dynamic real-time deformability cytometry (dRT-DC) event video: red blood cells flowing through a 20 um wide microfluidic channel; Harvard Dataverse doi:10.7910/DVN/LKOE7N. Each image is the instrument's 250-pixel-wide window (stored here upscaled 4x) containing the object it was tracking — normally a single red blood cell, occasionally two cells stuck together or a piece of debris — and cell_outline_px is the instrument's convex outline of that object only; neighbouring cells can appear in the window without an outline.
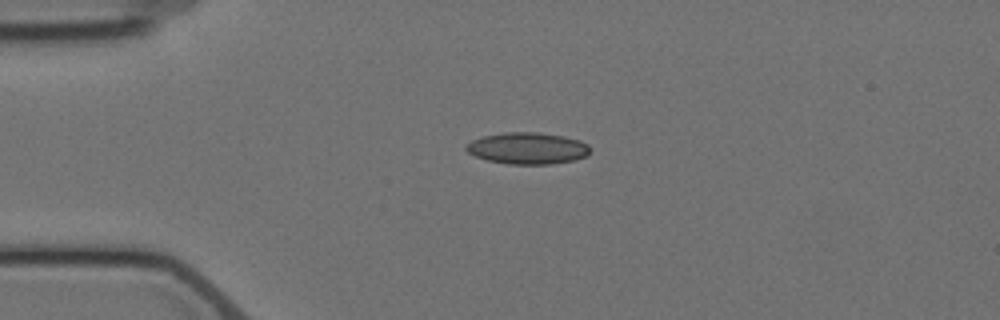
{"species": "Egyptian fruit bat (a non-hibernating species)", "species_latin": "Rousettus aegyptiacus", "temperature_condition": "cold", "stored_images_in_passage": 3, "camera_frame_rate_fps": 3000, "um_per_image_px": 0.085, "animal": {"sex": "female"}, "frame": {"image": 1, "passage_image": 1, "time_ms": 0.0, "image_size_px": [1000, 320], "cell_outline_px": [[588, 156], [576, 160], [552, 164], [508, 164], [488, 160], [476, 156], [468, 152], [464, 148], [464, 144], [480, 136], [504, 132], [536, 132], [564, 136], [580, 140], [588, 144]], "centroid_in_image_um": [44.82, 12.6], "position_along_channel_um": 40.2, "area_um2": 23.06}}
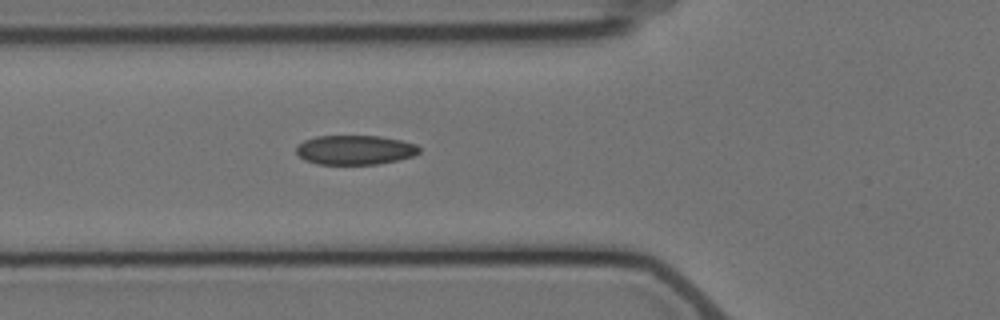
{"frame": {"image": 2, "passage_image": 3, "time_ms": 2.333, "image_size_px": [1000, 320], "cell_outline_px": [[420, 152], [412, 156], [396, 160], [376, 164], [316, 164], [304, 160], [296, 152], [296, 148], [304, 140], [316, 136], [380, 136], [400, 140], [416, 144], [420, 148]], "centroid_in_image_um": [30.16, 12.74], "position_along_channel_um": 95.6, "area_um2": 20.98}}